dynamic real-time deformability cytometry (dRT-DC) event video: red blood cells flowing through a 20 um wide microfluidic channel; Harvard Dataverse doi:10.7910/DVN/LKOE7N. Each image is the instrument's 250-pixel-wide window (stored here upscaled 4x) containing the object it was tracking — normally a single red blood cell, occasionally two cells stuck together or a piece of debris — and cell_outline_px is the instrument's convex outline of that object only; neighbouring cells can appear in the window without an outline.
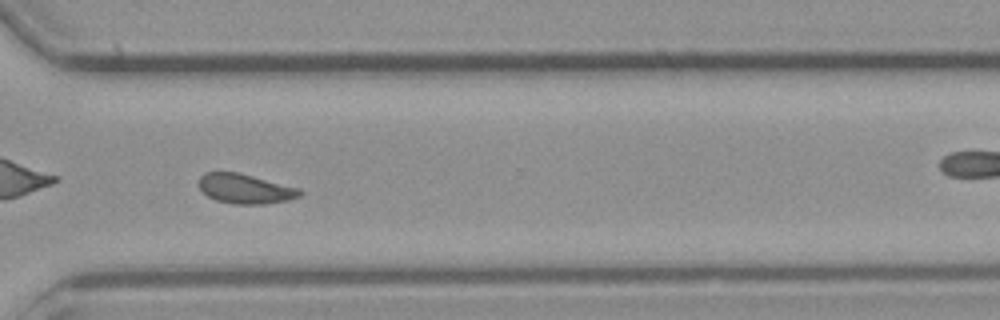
{"species": "common noctule bat (a hibernating species)", "species_latin": "Nyctalus noctula", "temperature_condition": "cold", "stored_images_in_passage": 58, "camera_frame_rate_fps": 3000, "um_per_image_px": 0.085, "animal": {"sex": "male", "body_mass_g": 23.1, "forearm_length_mm": 52.7}, "frame": {"image": 1, "passage_image": 42, "time_ms": 13.667, "image_size_px": [1000, 320], "cell_outline_px": [[304, 192], [300, 196], [288, 200], [264, 204], [236, 204], [216, 200], [208, 196], [200, 188], [200, 176], [204, 172], [240, 172], [300, 188]], "centroid_in_image_um": [20.88, 16.03], "position_along_channel_um": 349.7, "area_um2": 17.51}, "authors_computed_cell_mechanics": {"area_um2": 17.6001, "velocity_mm_per_s": 3.7481, "shape_relaxation_time_tau1_ms": 10.9869, "shape_relaxation_time_tau2_ms": null, "deformation_change_tau1": 0.1577, "deformation_change_tau2": null}}